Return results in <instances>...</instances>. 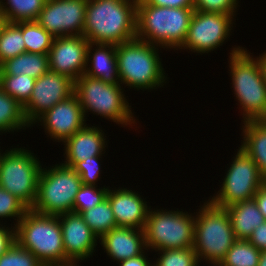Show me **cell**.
I'll return each mask as SVG.
<instances>
[{"label": "cell", "instance_id": "d590c367", "mask_svg": "<svg viewBox=\"0 0 266 266\" xmlns=\"http://www.w3.org/2000/svg\"><path fill=\"white\" fill-rule=\"evenodd\" d=\"M103 155L87 158L78 162L73 169L81 177L82 184L97 186L96 182L102 173L100 161ZM101 158V159H100ZM99 178V179H98Z\"/></svg>", "mask_w": 266, "mask_h": 266}, {"label": "cell", "instance_id": "ee69618b", "mask_svg": "<svg viewBox=\"0 0 266 266\" xmlns=\"http://www.w3.org/2000/svg\"><path fill=\"white\" fill-rule=\"evenodd\" d=\"M7 19L5 14L0 9V33L3 30L4 26L7 24Z\"/></svg>", "mask_w": 266, "mask_h": 266}, {"label": "cell", "instance_id": "f35d334b", "mask_svg": "<svg viewBox=\"0 0 266 266\" xmlns=\"http://www.w3.org/2000/svg\"><path fill=\"white\" fill-rule=\"evenodd\" d=\"M247 240L260 251H266V221L253 230Z\"/></svg>", "mask_w": 266, "mask_h": 266}, {"label": "cell", "instance_id": "74e56055", "mask_svg": "<svg viewBox=\"0 0 266 266\" xmlns=\"http://www.w3.org/2000/svg\"><path fill=\"white\" fill-rule=\"evenodd\" d=\"M6 227V225L3 226V224H0V256L4 254L11 245L16 241L15 240V226L12 228Z\"/></svg>", "mask_w": 266, "mask_h": 266}, {"label": "cell", "instance_id": "e0dca14e", "mask_svg": "<svg viewBox=\"0 0 266 266\" xmlns=\"http://www.w3.org/2000/svg\"><path fill=\"white\" fill-rule=\"evenodd\" d=\"M63 234L66 263L82 262L94 254L98 237L85 223L81 214L68 212L59 215Z\"/></svg>", "mask_w": 266, "mask_h": 266}, {"label": "cell", "instance_id": "b9f144b4", "mask_svg": "<svg viewBox=\"0 0 266 266\" xmlns=\"http://www.w3.org/2000/svg\"><path fill=\"white\" fill-rule=\"evenodd\" d=\"M146 254H141L134 258L125 259L119 262V266H153L152 261L148 260L145 256ZM150 261V263L148 262Z\"/></svg>", "mask_w": 266, "mask_h": 266}, {"label": "cell", "instance_id": "9c48e42d", "mask_svg": "<svg viewBox=\"0 0 266 266\" xmlns=\"http://www.w3.org/2000/svg\"><path fill=\"white\" fill-rule=\"evenodd\" d=\"M143 230L147 250L188 249L194 246L195 215L150 206Z\"/></svg>", "mask_w": 266, "mask_h": 266}, {"label": "cell", "instance_id": "8d00e7d4", "mask_svg": "<svg viewBox=\"0 0 266 266\" xmlns=\"http://www.w3.org/2000/svg\"><path fill=\"white\" fill-rule=\"evenodd\" d=\"M238 0H194V10L236 15Z\"/></svg>", "mask_w": 266, "mask_h": 266}, {"label": "cell", "instance_id": "7bdbcfd3", "mask_svg": "<svg viewBox=\"0 0 266 266\" xmlns=\"http://www.w3.org/2000/svg\"><path fill=\"white\" fill-rule=\"evenodd\" d=\"M256 58L259 62L260 69L262 71L263 79L266 82V51L263 52V54L257 56Z\"/></svg>", "mask_w": 266, "mask_h": 266}, {"label": "cell", "instance_id": "4fadbf2b", "mask_svg": "<svg viewBox=\"0 0 266 266\" xmlns=\"http://www.w3.org/2000/svg\"><path fill=\"white\" fill-rule=\"evenodd\" d=\"M88 0H46L36 21L53 37L83 35Z\"/></svg>", "mask_w": 266, "mask_h": 266}, {"label": "cell", "instance_id": "cb8c5ba5", "mask_svg": "<svg viewBox=\"0 0 266 266\" xmlns=\"http://www.w3.org/2000/svg\"><path fill=\"white\" fill-rule=\"evenodd\" d=\"M49 70L48 54L24 52L0 65V75L26 74L34 79L41 77Z\"/></svg>", "mask_w": 266, "mask_h": 266}, {"label": "cell", "instance_id": "6da1fadb", "mask_svg": "<svg viewBox=\"0 0 266 266\" xmlns=\"http://www.w3.org/2000/svg\"><path fill=\"white\" fill-rule=\"evenodd\" d=\"M137 0H88L83 36L118 45L136 38Z\"/></svg>", "mask_w": 266, "mask_h": 266}, {"label": "cell", "instance_id": "4dcf8cb0", "mask_svg": "<svg viewBox=\"0 0 266 266\" xmlns=\"http://www.w3.org/2000/svg\"><path fill=\"white\" fill-rule=\"evenodd\" d=\"M35 80L26 74L0 75V88L24 106L31 97Z\"/></svg>", "mask_w": 266, "mask_h": 266}, {"label": "cell", "instance_id": "3957f363", "mask_svg": "<svg viewBox=\"0 0 266 266\" xmlns=\"http://www.w3.org/2000/svg\"><path fill=\"white\" fill-rule=\"evenodd\" d=\"M159 46L137 38L116 45L120 84L138 90H153L167 83L159 58ZM156 87V88H155Z\"/></svg>", "mask_w": 266, "mask_h": 266}, {"label": "cell", "instance_id": "603a6c76", "mask_svg": "<svg viewBox=\"0 0 266 266\" xmlns=\"http://www.w3.org/2000/svg\"><path fill=\"white\" fill-rule=\"evenodd\" d=\"M226 210L237 239L247 240L253 230L266 221L254 199L233 204Z\"/></svg>", "mask_w": 266, "mask_h": 266}, {"label": "cell", "instance_id": "7dc6e473", "mask_svg": "<svg viewBox=\"0 0 266 266\" xmlns=\"http://www.w3.org/2000/svg\"><path fill=\"white\" fill-rule=\"evenodd\" d=\"M210 265H213V266H222L221 264H217V263L210 264Z\"/></svg>", "mask_w": 266, "mask_h": 266}, {"label": "cell", "instance_id": "bcb514c9", "mask_svg": "<svg viewBox=\"0 0 266 266\" xmlns=\"http://www.w3.org/2000/svg\"><path fill=\"white\" fill-rule=\"evenodd\" d=\"M79 262H68V263H63V264H52V265H47V266H77ZM79 266V265H78Z\"/></svg>", "mask_w": 266, "mask_h": 266}, {"label": "cell", "instance_id": "8fae6325", "mask_svg": "<svg viewBox=\"0 0 266 266\" xmlns=\"http://www.w3.org/2000/svg\"><path fill=\"white\" fill-rule=\"evenodd\" d=\"M227 168L220 190L209 201L222 208L251 200L264 184L257 165L241 148Z\"/></svg>", "mask_w": 266, "mask_h": 266}, {"label": "cell", "instance_id": "f1b7e54d", "mask_svg": "<svg viewBox=\"0 0 266 266\" xmlns=\"http://www.w3.org/2000/svg\"><path fill=\"white\" fill-rule=\"evenodd\" d=\"M22 36L26 52L48 54L54 37L37 21H22Z\"/></svg>", "mask_w": 266, "mask_h": 266}, {"label": "cell", "instance_id": "2e32d148", "mask_svg": "<svg viewBox=\"0 0 266 266\" xmlns=\"http://www.w3.org/2000/svg\"><path fill=\"white\" fill-rule=\"evenodd\" d=\"M85 119L80 102L73 94L45 111L33 124L39 121L50 139L64 142L87 124Z\"/></svg>", "mask_w": 266, "mask_h": 266}, {"label": "cell", "instance_id": "277c9868", "mask_svg": "<svg viewBox=\"0 0 266 266\" xmlns=\"http://www.w3.org/2000/svg\"><path fill=\"white\" fill-rule=\"evenodd\" d=\"M243 47H233L229 67L235 99L243 111V122L266 120V82L257 58Z\"/></svg>", "mask_w": 266, "mask_h": 266}, {"label": "cell", "instance_id": "7402d4cb", "mask_svg": "<svg viewBox=\"0 0 266 266\" xmlns=\"http://www.w3.org/2000/svg\"><path fill=\"white\" fill-rule=\"evenodd\" d=\"M242 125V145L241 148L249 155L260 175L266 178V120L245 121Z\"/></svg>", "mask_w": 266, "mask_h": 266}, {"label": "cell", "instance_id": "d6986e66", "mask_svg": "<svg viewBox=\"0 0 266 266\" xmlns=\"http://www.w3.org/2000/svg\"><path fill=\"white\" fill-rule=\"evenodd\" d=\"M101 129L86 124L82 129L67 138L63 142L66 159L62 164L73 168L80 161L103 155L106 152L107 141L106 136H104L105 133Z\"/></svg>", "mask_w": 266, "mask_h": 266}, {"label": "cell", "instance_id": "9a60e30c", "mask_svg": "<svg viewBox=\"0 0 266 266\" xmlns=\"http://www.w3.org/2000/svg\"><path fill=\"white\" fill-rule=\"evenodd\" d=\"M89 41L83 35L54 37L49 50L50 71L74 82L84 75Z\"/></svg>", "mask_w": 266, "mask_h": 266}, {"label": "cell", "instance_id": "60d3db41", "mask_svg": "<svg viewBox=\"0 0 266 266\" xmlns=\"http://www.w3.org/2000/svg\"><path fill=\"white\" fill-rule=\"evenodd\" d=\"M253 199L255 200L259 210L264 216V219L266 220V185L263 184L256 194L254 195Z\"/></svg>", "mask_w": 266, "mask_h": 266}, {"label": "cell", "instance_id": "ffe728a7", "mask_svg": "<svg viewBox=\"0 0 266 266\" xmlns=\"http://www.w3.org/2000/svg\"><path fill=\"white\" fill-rule=\"evenodd\" d=\"M104 252L113 261L137 257L147 250L144 230L132 227L117 226L99 239Z\"/></svg>", "mask_w": 266, "mask_h": 266}, {"label": "cell", "instance_id": "7a4b0ae2", "mask_svg": "<svg viewBox=\"0 0 266 266\" xmlns=\"http://www.w3.org/2000/svg\"><path fill=\"white\" fill-rule=\"evenodd\" d=\"M194 8L157 7L137 0L136 38L178 50L186 39Z\"/></svg>", "mask_w": 266, "mask_h": 266}, {"label": "cell", "instance_id": "5bb4252c", "mask_svg": "<svg viewBox=\"0 0 266 266\" xmlns=\"http://www.w3.org/2000/svg\"><path fill=\"white\" fill-rule=\"evenodd\" d=\"M73 94L74 81L49 70L35 80L31 97L23 106L26 121L33 126L40 115Z\"/></svg>", "mask_w": 266, "mask_h": 266}, {"label": "cell", "instance_id": "f546056e", "mask_svg": "<svg viewBox=\"0 0 266 266\" xmlns=\"http://www.w3.org/2000/svg\"><path fill=\"white\" fill-rule=\"evenodd\" d=\"M261 251L246 239H237L220 263L222 266H258Z\"/></svg>", "mask_w": 266, "mask_h": 266}, {"label": "cell", "instance_id": "ac0fdd59", "mask_svg": "<svg viewBox=\"0 0 266 266\" xmlns=\"http://www.w3.org/2000/svg\"><path fill=\"white\" fill-rule=\"evenodd\" d=\"M107 198L117 226L144 229L150 206L138 192L123 187L109 188Z\"/></svg>", "mask_w": 266, "mask_h": 266}, {"label": "cell", "instance_id": "7c38bea8", "mask_svg": "<svg viewBox=\"0 0 266 266\" xmlns=\"http://www.w3.org/2000/svg\"><path fill=\"white\" fill-rule=\"evenodd\" d=\"M234 17L231 14L195 10L190 20L186 39L179 50L189 49L191 52L200 54L214 51L230 37Z\"/></svg>", "mask_w": 266, "mask_h": 266}, {"label": "cell", "instance_id": "1f68e13d", "mask_svg": "<svg viewBox=\"0 0 266 266\" xmlns=\"http://www.w3.org/2000/svg\"><path fill=\"white\" fill-rule=\"evenodd\" d=\"M108 191L109 187L97 188V186L82 184L75 195L73 212L81 214L95 207L107 198Z\"/></svg>", "mask_w": 266, "mask_h": 266}, {"label": "cell", "instance_id": "5b68a950", "mask_svg": "<svg viewBox=\"0 0 266 266\" xmlns=\"http://www.w3.org/2000/svg\"><path fill=\"white\" fill-rule=\"evenodd\" d=\"M15 240L44 265L66 263L63 234L58 216L29 209L15 227Z\"/></svg>", "mask_w": 266, "mask_h": 266}, {"label": "cell", "instance_id": "4316f807", "mask_svg": "<svg viewBox=\"0 0 266 266\" xmlns=\"http://www.w3.org/2000/svg\"><path fill=\"white\" fill-rule=\"evenodd\" d=\"M81 215L98 239L117 227L108 198L95 207L83 211Z\"/></svg>", "mask_w": 266, "mask_h": 266}, {"label": "cell", "instance_id": "484cf974", "mask_svg": "<svg viewBox=\"0 0 266 266\" xmlns=\"http://www.w3.org/2000/svg\"><path fill=\"white\" fill-rule=\"evenodd\" d=\"M0 0V9L5 14L7 22L36 21L46 0Z\"/></svg>", "mask_w": 266, "mask_h": 266}, {"label": "cell", "instance_id": "836d02e7", "mask_svg": "<svg viewBox=\"0 0 266 266\" xmlns=\"http://www.w3.org/2000/svg\"><path fill=\"white\" fill-rule=\"evenodd\" d=\"M0 266H44L29 250L22 248L16 241L0 256Z\"/></svg>", "mask_w": 266, "mask_h": 266}, {"label": "cell", "instance_id": "d4e9b609", "mask_svg": "<svg viewBox=\"0 0 266 266\" xmlns=\"http://www.w3.org/2000/svg\"><path fill=\"white\" fill-rule=\"evenodd\" d=\"M31 127L26 121L23 106L0 88V135Z\"/></svg>", "mask_w": 266, "mask_h": 266}, {"label": "cell", "instance_id": "ab89813d", "mask_svg": "<svg viewBox=\"0 0 266 266\" xmlns=\"http://www.w3.org/2000/svg\"><path fill=\"white\" fill-rule=\"evenodd\" d=\"M147 4L157 7L193 8L194 0H144Z\"/></svg>", "mask_w": 266, "mask_h": 266}, {"label": "cell", "instance_id": "52a82bcc", "mask_svg": "<svg viewBox=\"0 0 266 266\" xmlns=\"http://www.w3.org/2000/svg\"><path fill=\"white\" fill-rule=\"evenodd\" d=\"M121 86L85 74L78 78L74 82V94L80 102L84 117L92 111L122 126L137 124Z\"/></svg>", "mask_w": 266, "mask_h": 266}, {"label": "cell", "instance_id": "83f0119b", "mask_svg": "<svg viewBox=\"0 0 266 266\" xmlns=\"http://www.w3.org/2000/svg\"><path fill=\"white\" fill-rule=\"evenodd\" d=\"M24 52H26V46L22 36V21L8 22L0 33V65Z\"/></svg>", "mask_w": 266, "mask_h": 266}, {"label": "cell", "instance_id": "e575fe53", "mask_svg": "<svg viewBox=\"0 0 266 266\" xmlns=\"http://www.w3.org/2000/svg\"><path fill=\"white\" fill-rule=\"evenodd\" d=\"M29 208L16 196L12 195L9 191L0 187V218H13L17 223L22 219ZM17 218V219H16Z\"/></svg>", "mask_w": 266, "mask_h": 266}, {"label": "cell", "instance_id": "d6a6232c", "mask_svg": "<svg viewBox=\"0 0 266 266\" xmlns=\"http://www.w3.org/2000/svg\"><path fill=\"white\" fill-rule=\"evenodd\" d=\"M153 266H199L193 247L188 249H165L159 251Z\"/></svg>", "mask_w": 266, "mask_h": 266}, {"label": "cell", "instance_id": "44dd1931", "mask_svg": "<svg viewBox=\"0 0 266 266\" xmlns=\"http://www.w3.org/2000/svg\"><path fill=\"white\" fill-rule=\"evenodd\" d=\"M86 61L85 75L98 78L109 84H120L116 45L89 42Z\"/></svg>", "mask_w": 266, "mask_h": 266}, {"label": "cell", "instance_id": "f6af8a7d", "mask_svg": "<svg viewBox=\"0 0 266 266\" xmlns=\"http://www.w3.org/2000/svg\"><path fill=\"white\" fill-rule=\"evenodd\" d=\"M258 266H266V251H261Z\"/></svg>", "mask_w": 266, "mask_h": 266}, {"label": "cell", "instance_id": "8992f818", "mask_svg": "<svg viewBox=\"0 0 266 266\" xmlns=\"http://www.w3.org/2000/svg\"><path fill=\"white\" fill-rule=\"evenodd\" d=\"M236 240L226 208L205 201L195 215L193 248L199 262L220 264Z\"/></svg>", "mask_w": 266, "mask_h": 266}, {"label": "cell", "instance_id": "ba28073f", "mask_svg": "<svg viewBox=\"0 0 266 266\" xmlns=\"http://www.w3.org/2000/svg\"><path fill=\"white\" fill-rule=\"evenodd\" d=\"M82 186L81 177L71 167L55 164L42 168L37 197L31 210L45 215L59 216L73 212L75 195Z\"/></svg>", "mask_w": 266, "mask_h": 266}, {"label": "cell", "instance_id": "30bf717a", "mask_svg": "<svg viewBox=\"0 0 266 266\" xmlns=\"http://www.w3.org/2000/svg\"><path fill=\"white\" fill-rule=\"evenodd\" d=\"M24 148L6 150L0 156V187L21 200L29 209L37 197L42 165L36 155Z\"/></svg>", "mask_w": 266, "mask_h": 266}]
</instances>
